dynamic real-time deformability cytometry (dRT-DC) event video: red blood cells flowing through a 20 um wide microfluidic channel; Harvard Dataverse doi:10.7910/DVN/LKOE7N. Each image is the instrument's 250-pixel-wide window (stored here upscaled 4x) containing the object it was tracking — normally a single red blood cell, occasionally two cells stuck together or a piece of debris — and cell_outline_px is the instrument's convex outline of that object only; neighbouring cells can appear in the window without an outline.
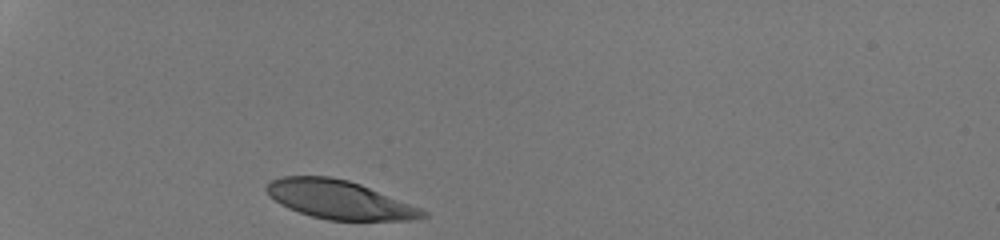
{"species": "human", "species_latin": "Homo sapiens", "temperature_condition": "room temperature", "stored_images_in_passage": 28, "camera_frame_rate_fps": 3000, "um_per_image_px": 0.085, "donor": {"sex": "male"}, "frame": {"image": 1, "passage_image": 1, "time_ms": 0.0, "image_size_px": [1000, 240], "cell_outline_px": [[428, 216], [416, 220], [328, 220], [312, 216], [288, 208], [280, 204], [268, 196], [264, 188], [272, 180], [284, 176], [328, 176], [348, 180], [360, 184], [420, 208], [428, 212]], "centroid_in_image_um": [28.82, 16.97], "position_along_channel_um": 56.2, "area_um2": 34.91}}
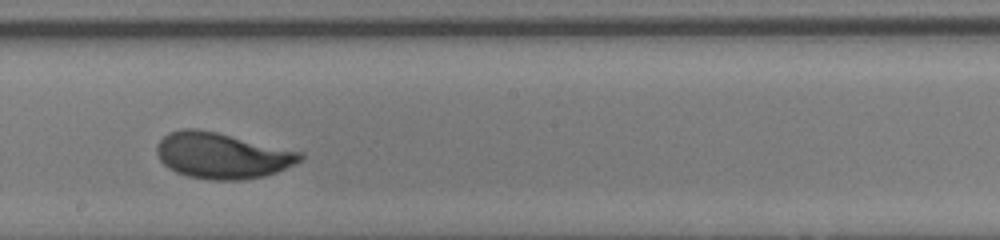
{"frame": {"image": 2, "passage_image": 16, "time_ms": 5.0, "image_size_px": [1000, 240], "cell_outline_px": [[304, 160], [276, 172], [264, 176], [240, 180], [208, 180], [188, 176], [176, 172], [168, 168], [160, 160], [156, 152], [156, 144], [168, 132], [180, 128], [196, 128], [216, 132], [304, 152]], "centroid_in_image_um": [18.87, 13.22], "position_along_channel_um": 229.3, "area_um2": 38.67}}
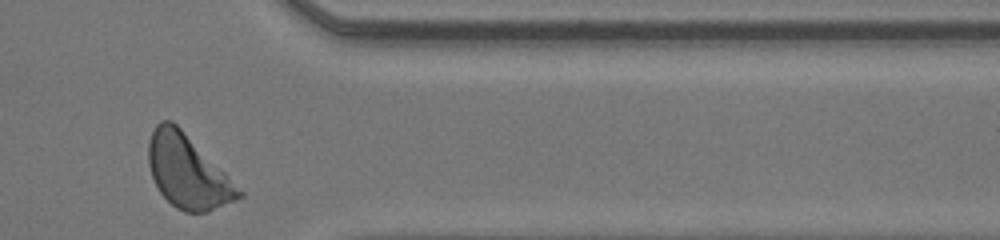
{"frame": {"image": 3, "passage_image": 28, "time_ms": 9.0, "image_size_px": [1000, 240], "cell_outline_px": [[244, 196], [208, 212], [184, 212], [176, 208], [160, 192], [152, 176], [148, 164], [148, 144], [152, 132], [156, 124], [160, 120], [172, 120], [244, 192]], "centroid_in_image_um": [15.93, 14.6], "position_along_channel_um": 395.5, "area_um2": 37.86}, "authors_computed_cell_mechanics": {"area_um2": 37.3099, "velocity_mm_per_s": 4.2496, "shape_relaxation_time_tau1_ms": 2.3067, "shape_relaxation_time_tau2_ms": null, "deformation_change_tau1": 0.1562, "deformation_change_tau2": null}}